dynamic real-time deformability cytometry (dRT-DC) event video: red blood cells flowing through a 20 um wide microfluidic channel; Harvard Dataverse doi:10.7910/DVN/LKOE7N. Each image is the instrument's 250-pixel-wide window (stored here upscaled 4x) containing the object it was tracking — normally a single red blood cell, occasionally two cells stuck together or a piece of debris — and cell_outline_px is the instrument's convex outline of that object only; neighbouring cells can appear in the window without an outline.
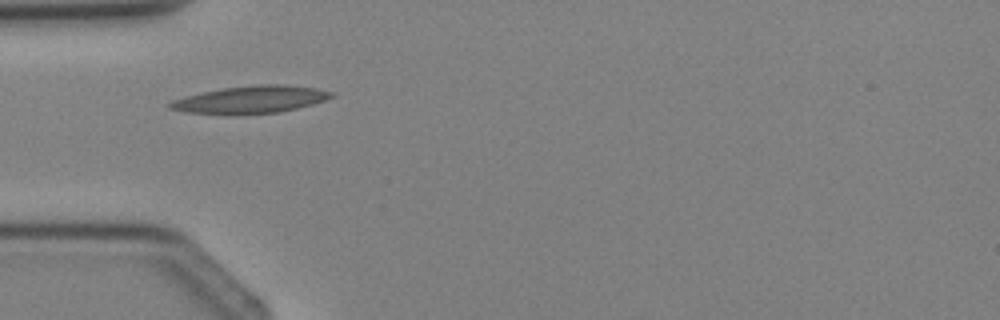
{"species": "Egyptian fruit bat (a non-hibernating species)", "species_latin": "Rousettus aegyptiacus", "temperature_condition": "cold", "stored_images_in_passage": 2, "camera_frame_rate_fps": 3000, "um_per_image_px": 0.085, "animal": {"sex": "female"}, "frame": {"image": 1, "passage_image": 1, "time_ms": 0.0, "image_size_px": [1000, 320], "cell_outline_px": [[336, 96], [312, 104], [280, 112], [236, 116], [184, 112], [168, 108], [168, 104], [172, 100], [184, 96], [200, 92], [224, 88], [260, 84], [280, 84], [316, 88], [332, 92]], "centroid_in_image_um": [21.25, 8.48], "position_along_channel_um": 63.8, "area_um2": 26.18}}
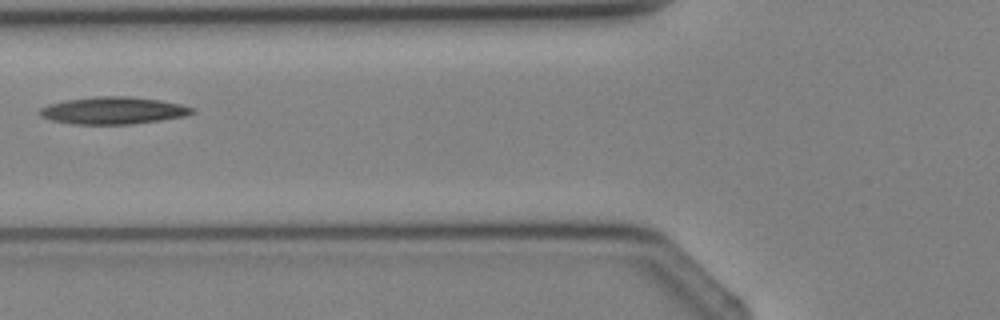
{"frame": {"image": 2, "passage_image": 2, "time_ms": 1.0, "image_size_px": [1000, 320], "cell_outline_px": [[192, 112], [184, 116], [160, 120], [132, 124], [72, 124], [52, 120], [40, 116], [40, 108], [48, 104], [64, 100], [96, 96], [128, 96], [160, 100], [180, 104], [192, 108]], "centroid_in_image_um": [9.57, 9.39], "position_along_channel_um": 116.2, "area_um2": 23.99}}